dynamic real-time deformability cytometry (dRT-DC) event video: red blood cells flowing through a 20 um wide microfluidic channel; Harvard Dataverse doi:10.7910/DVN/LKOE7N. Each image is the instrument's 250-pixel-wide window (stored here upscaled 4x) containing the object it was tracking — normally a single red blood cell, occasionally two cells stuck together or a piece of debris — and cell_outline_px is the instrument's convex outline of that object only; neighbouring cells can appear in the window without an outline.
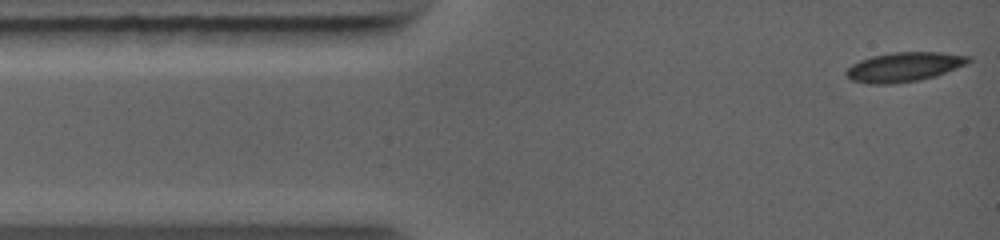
{"species": "common noctule bat (a hibernating species)", "species_latin": "Nyctalus noctula", "temperature_condition": "warm", "stored_images_in_passage": 16, "camera_frame_rate_fps": 5000, "um_per_image_px": 0.085, "animal": {"sex": "female", "body_mass_g": 19.0, "forearm_length_mm": 56.7}, "frame": {"image": 1, "passage_image": 1, "time_ms": 0.0, "image_size_px": [1000, 240], "cell_outline_px": [[972, 60], [964, 64], [936, 76], [916, 80], [892, 84], [872, 84], [852, 80], [844, 72], [852, 64], [860, 60], [872, 56], [896, 52], [940, 52], [972, 56]], "centroid_in_image_um": [76.84, 5.68], "position_along_channel_um": 8.2, "area_um2": 20.69}}
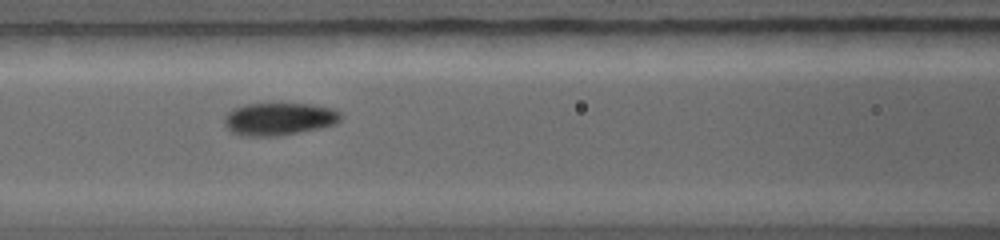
{"frame": {"image": 2, "passage_image": 8, "time_ms": 4.2, "image_size_px": [1000, 240], "cell_outline_px": [[340, 120], [336, 124], [320, 128], [280, 136], [240, 136], [232, 132], [224, 124], [224, 116], [232, 108], [244, 104], [312, 104], [332, 108], [340, 112]], "centroid_in_image_um": [23.69, 10.12], "position_along_channel_um": 142.9, "area_um2": 22.25}}
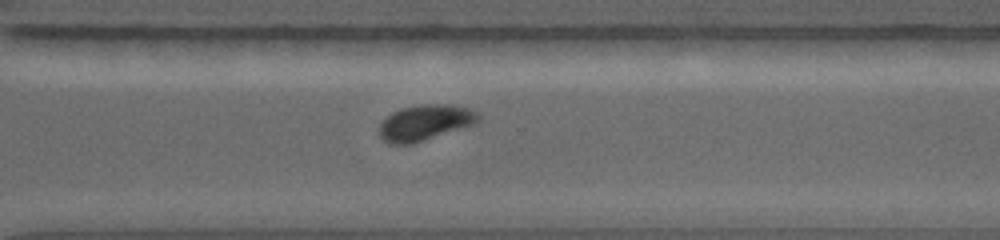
{"frame": {"image": 3, "passage_image": 15, "time_ms": 8.2, "image_size_px": [1000, 240], "cell_outline_px": [[480, 120], [476, 124], [412, 144], [388, 144], [380, 136], [380, 124], [392, 112], [400, 108], [424, 104], [452, 104], [472, 108], [480, 116]], "centroid_in_image_um": [36.18, 10.41], "position_along_channel_um": 334.4, "area_um2": 20.75}}